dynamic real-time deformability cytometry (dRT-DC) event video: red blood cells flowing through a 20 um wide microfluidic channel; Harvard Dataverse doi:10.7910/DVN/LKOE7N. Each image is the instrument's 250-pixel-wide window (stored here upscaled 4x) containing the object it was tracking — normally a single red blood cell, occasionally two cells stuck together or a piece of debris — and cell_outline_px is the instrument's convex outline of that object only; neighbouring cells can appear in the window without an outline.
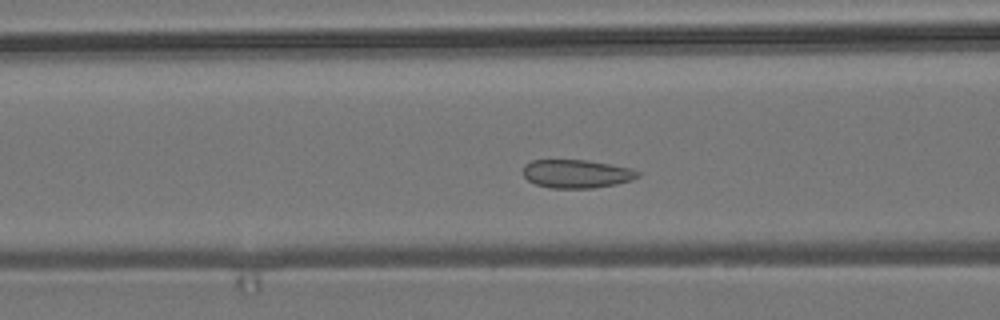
{"species": "common noctule bat (a hibernating species)", "species_latin": "Nyctalus noctula", "temperature_condition": "room temperature", "stored_images_in_passage": 52, "camera_frame_rate_fps": 3000, "um_per_image_px": 0.085, "animal": {"sex": "male", "body_mass_g": 19.2, "forearm_length_mm": 51.8}, "frame": {"image": 1, "passage_image": 18, "time_ms": 5.667, "image_size_px": [1000, 320], "cell_outline_px": [[640, 176], [632, 180], [616, 184], [592, 188], [552, 188], [536, 184], [528, 180], [524, 176], [524, 164], [532, 160], [588, 160], [612, 164], [632, 168], [640, 172]], "centroid_in_image_um": [49.05, 14.76], "position_along_channel_um": 117.6, "area_um2": 19.07}}
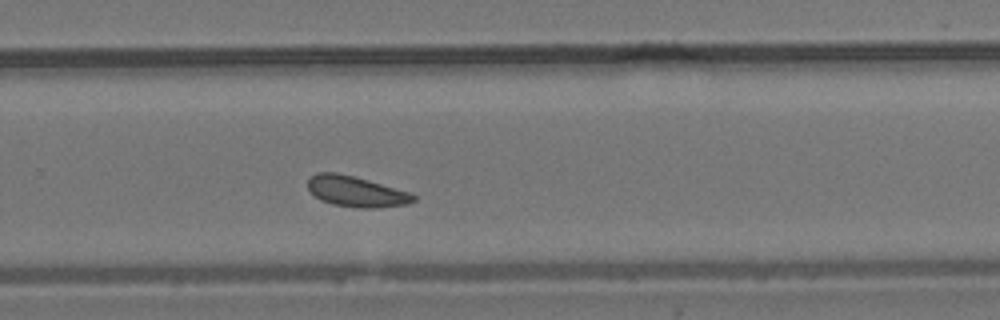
{"frame": {"image": 2, "passage_image": 33, "time_ms": 10.667, "image_size_px": [1000, 320], "cell_outline_px": [[416, 200], [408, 204], [376, 208], [356, 208], [332, 204], [320, 200], [308, 188], [308, 176], [316, 172], [336, 172], [368, 180], [408, 192], [416, 196]], "centroid_in_image_um": [30.24, 16.28], "position_along_channel_um": 299.6, "area_um2": 18.84}}
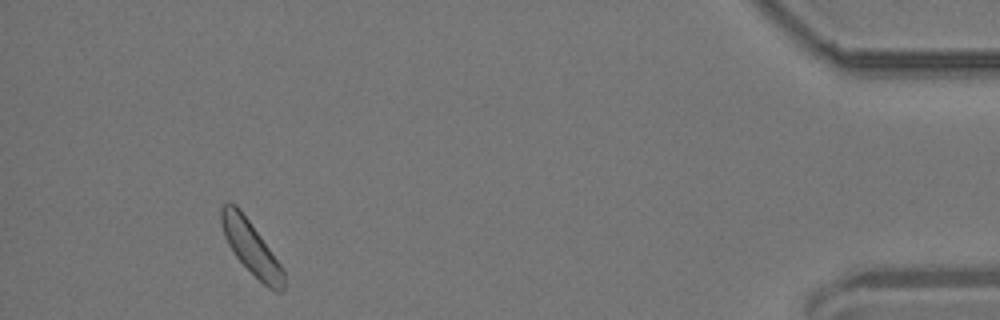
{"frame": {"image": 3, "passage_image": 48, "time_ms": 15.667, "image_size_px": [1000, 320], "cell_outline_px": [[284, 292], [276, 292], [268, 288], [236, 256], [228, 244], [224, 236], [220, 224], [220, 208], [224, 204], [236, 204], [240, 208], [280, 264], [284, 272]], "centroid_in_image_um": [21.32, 21.04], "position_along_channel_um": 413.9, "area_um2": 19.02}}